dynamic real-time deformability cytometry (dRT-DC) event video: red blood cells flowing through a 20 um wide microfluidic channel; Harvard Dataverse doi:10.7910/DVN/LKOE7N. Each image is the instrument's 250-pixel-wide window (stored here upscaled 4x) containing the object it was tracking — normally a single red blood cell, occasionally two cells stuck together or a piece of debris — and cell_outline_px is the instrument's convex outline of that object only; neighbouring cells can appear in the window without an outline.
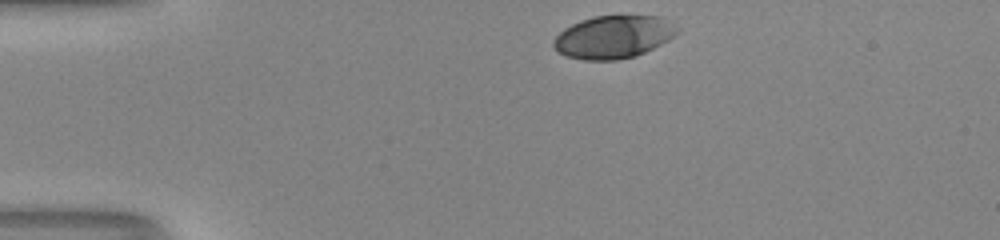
{"species": "human", "species_latin": "Homo sapiens", "temperature_condition": "room temperature", "stored_images_in_passage": 32, "camera_frame_rate_fps": 3000, "um_per_image_px": 0.085, "donor": {"sex": "male"}, "frame": {"image": 1, "passage_image": 1, "time_ms": 0.0, "image_size_px": [1000, 240], "cell_outline_px": [[680, 32], [676, 36], [636, 56], [616, 60], [584, 60], [568, 56], [556, 52], [552, 44], [552, 40], [564, 28], [580, 20], [592, 16], [620, 12], [664, 16]], "centroid_in_image_um": [52.15, 3.08], "position_along_channel_um": 32.8, "area_um2": 31.96}}
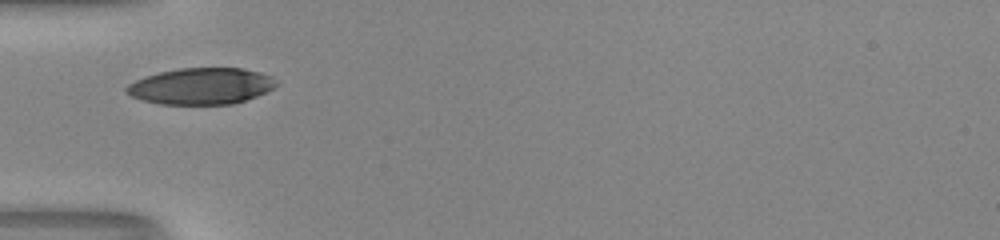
{"frame": {"image": 2, "passage_image": 8, "time_ms": 2.333, "image_size_px": [1000, 240], "cell_outline_px": [[276, 84], [272, 88], [256, 96], [232, 104], [160, 104], [144, 100], [132, 96], [124, 92], [124, 88], [128, 84], [144, 76], [160, 72], [180, 68], [244, 68], [260, 72], [272, 76]], "centroid_in_image_um": [17.06, 7.31], "position_along_channel_um": 67.9, "area_um2": 31.62}}
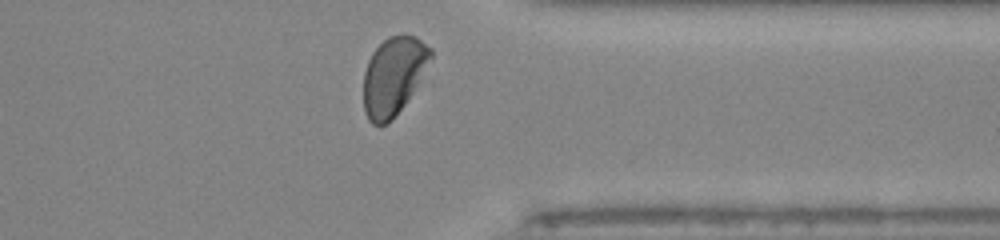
{"frame": {"image": 3, "passage_image": 31, "time_ms": 10.0, "image_size_px": [1000, 240], "cell_outline_px": [[432, 56], [412, 92], [404, 104], [392, 120], [384, 124], [372, 124], [368, 120], [364, 112], [364, 72], [368, 60], [372, 52], [388, 36], [416, 36], [432, 48]], "centroid_in_image_um": [33.42, 6.45], "position_along_channel_um": 378.0, "area_um2": 30.0}, "authors_computed_cell_mechanics": {"area_um2": 32.7148, "velocity_mm_per_s": 4.1034, "shape_relaxation_time_tau1_ms": 1.9801, "shape_relaxation_time_tau2_ms": null, "deformation_change_tau1": 0.1436, "deformation_change_tau2": null}}